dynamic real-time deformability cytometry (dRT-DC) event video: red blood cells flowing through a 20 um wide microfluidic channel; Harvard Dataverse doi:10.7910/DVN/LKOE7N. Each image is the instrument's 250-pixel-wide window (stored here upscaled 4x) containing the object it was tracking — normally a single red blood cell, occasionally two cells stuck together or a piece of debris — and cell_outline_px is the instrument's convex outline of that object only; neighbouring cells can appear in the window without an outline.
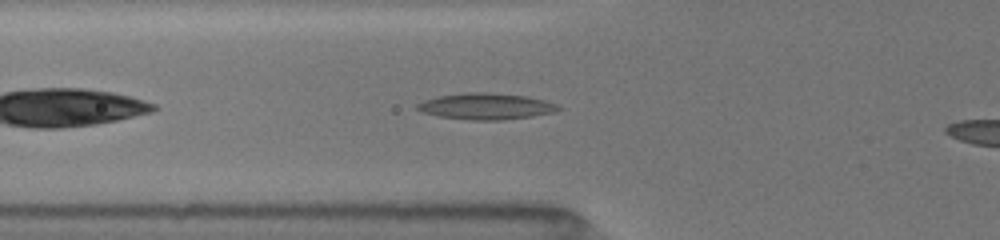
{"species": "common noctule bat (a hibernating species)", "species_latin": "Nyctalus noctula", "temperature_condition": "room temperature", "stored_images_in_passage": 7, "camera_frame_rate_fps": 3000, "um_per_image_px": 0.085, "animal": {"sex": "female", "body_mass_g": 19.5, "forearm_length_mm": 54.1}, "frame": {"image": 1, "passage_image": 5, "time_ms": 1.0, "image_size_px": [1000, 240], "cell_outline_px": [[560, 108], [556, 112], [532, 116], [504, 120], [472, 120], [440, 116], [424, 112], [416, 108], [416, 104], [424, 100], [440, 96], [464, 92], [484, 92], [528, 96], [560, 104]], "centroid_in_image_um": [41.36, 9.03], "position_along_channel_um": 84.4, "area_um2": 21.56}}